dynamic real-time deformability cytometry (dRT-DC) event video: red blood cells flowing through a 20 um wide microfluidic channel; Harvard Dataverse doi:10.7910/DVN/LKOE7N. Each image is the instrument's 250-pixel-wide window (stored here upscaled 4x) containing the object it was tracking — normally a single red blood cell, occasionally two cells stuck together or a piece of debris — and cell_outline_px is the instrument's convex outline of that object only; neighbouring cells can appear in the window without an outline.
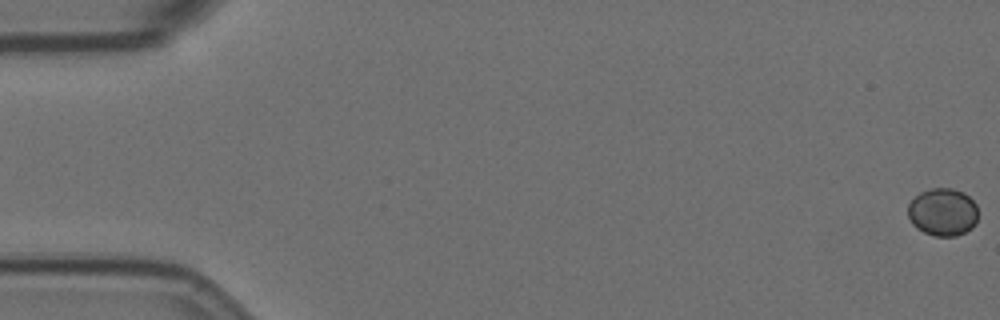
{"species": "Egyptian fruit bat (a non-hibernating species)", "species_latin": "Rousettus aegyptiacus", "temperature_condition": "room temperature", "stored_images_in_passage": 15, "camera_frame_rate_fps": 3000, "um_per_image_px": 0.085, "animal": {"sex": "female"}, "frame": {"image": 1, "passage_image": 1, "time_ms": 0.0, "image_size_px": [1000, 320], "cell_outline_px": [[976, 224], [972, 228], [956, 236], [936, 236], [924, 232], [916, 228], [912, 224], [908, 216], [908, 204], [920, 192], [932, 188], [952, 188], [964, 192], [976, 204]], "centroid_in_image_um": [80.12, 18.02], "position_along_channel_um": 4.9, "area_um2": 19.48}}